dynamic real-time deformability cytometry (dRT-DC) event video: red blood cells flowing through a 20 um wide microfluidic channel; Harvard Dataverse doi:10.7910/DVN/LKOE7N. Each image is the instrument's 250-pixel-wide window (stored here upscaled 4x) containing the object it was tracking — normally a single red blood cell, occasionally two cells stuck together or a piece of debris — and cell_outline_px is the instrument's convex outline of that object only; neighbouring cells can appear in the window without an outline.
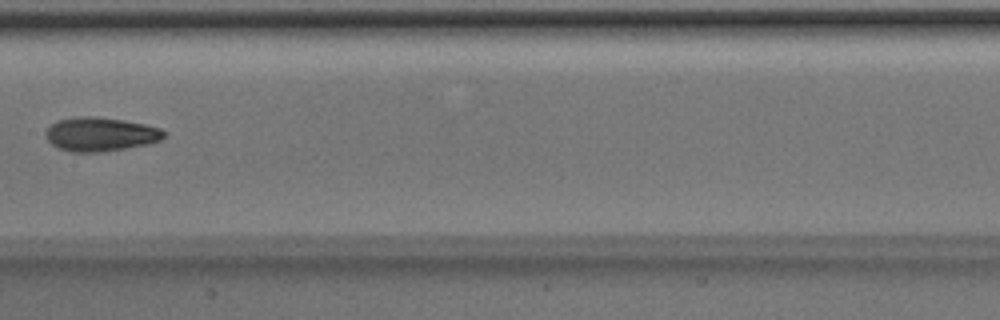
{"species": "Egyptian fruit bat (a non-hibernating species)", "species_latin": "Rousettus aegyptiacus", "temperature_condition": "room temperature", "stored_images_in_passage": 8, "camera_frame_rate_fps": 3000, "um_per_image_px": 0.085, "animal": {"sex": "male"}, "frame": {"image": 1, "passage_image": 8, "time_ms": 2.333, "image_size_px": [1000, 320], "cell_outline_px": [[164, 136], [160, 140], [148, 144], [104, 152], [72, 152], [60, 148], [52, 144], [44, 136], [44, 132], [56, 120], [76, 116], [92, 116], [124, 120], [144, 124], [160, 128], [164, 132]], "centroid_in_image_um": [8.5, 11.41], "position_along_channel_um": 198.9, "area_um2": 23.41}}